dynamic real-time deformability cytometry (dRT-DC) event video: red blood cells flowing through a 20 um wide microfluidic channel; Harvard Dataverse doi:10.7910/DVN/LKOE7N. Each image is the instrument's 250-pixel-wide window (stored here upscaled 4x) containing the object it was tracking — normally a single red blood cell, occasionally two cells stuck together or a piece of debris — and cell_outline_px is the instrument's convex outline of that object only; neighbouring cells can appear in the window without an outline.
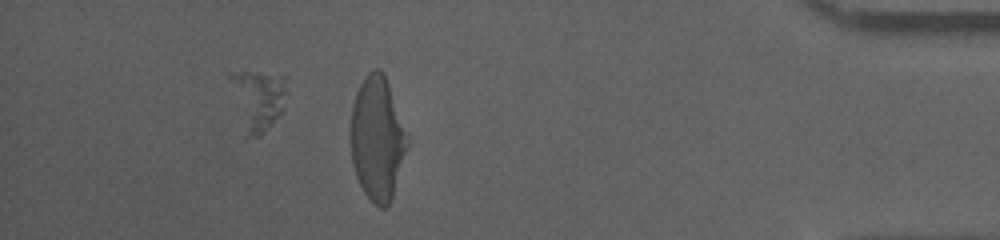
{"species": "human", "species_latin": "Homo sapiens", "temperature_condition": "cold", "stored_images_in_passage": 51, "segment_of_instrument_passage": [2, 2], "camera_frame_rate_fps": 3000, "um_per_image_px": 0.085, "donor": {"sex": "male"}, "frame": {"image": 1, "passage_image": 49, "time_ms": 16.0, "image_size_px": [1000, 240], "cell_outline_px": [[288, 76], [284, 112], [260, 136], [244, 136], [228, 76], [228, 72], [256, 72]], "centroid_in_image_um": [21.95, 8.47], "position_along_channel_um": 413.3, "area_um2": 20.52}}